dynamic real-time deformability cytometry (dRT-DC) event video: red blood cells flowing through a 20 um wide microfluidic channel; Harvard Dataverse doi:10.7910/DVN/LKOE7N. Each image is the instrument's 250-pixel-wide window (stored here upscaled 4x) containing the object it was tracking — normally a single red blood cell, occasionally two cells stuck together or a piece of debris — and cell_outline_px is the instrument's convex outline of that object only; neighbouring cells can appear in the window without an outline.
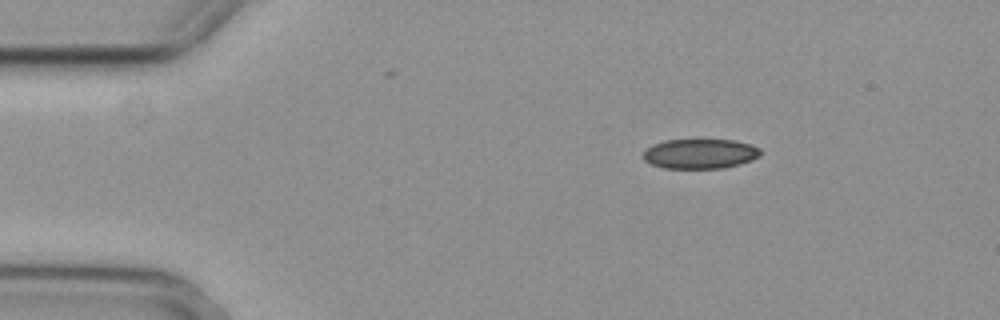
{"species": "common noctule bat (a hibernating species)", "species_latin": "Nyctalus noctula", "temperature_condition": "cold", "stored_images_in_passage": 3, "camera_frame_rate_fps": 3000, "um_per_image_px": 0.085, "animal": {"sex": "female", "body_mass_g": 29.2, "forearm_length_mm": 56.3}, "frame": {"image": 1, "passage_image": 1, "time_ms": 0.0, "image_size_px": [1000, 320], "cell_outline_px": [[760, 156], [752, 160], [740, 164], [724, 168], [664, 168], [652, 164], [644, 160], [644, 148], [652, 144], [664, 140], [736, 140], [752, 144], [760, 148]], "centroid_in_image_um": [59.51, 13.06], "position_along_channel_um": 25.5, "area_um2": 20.52}}